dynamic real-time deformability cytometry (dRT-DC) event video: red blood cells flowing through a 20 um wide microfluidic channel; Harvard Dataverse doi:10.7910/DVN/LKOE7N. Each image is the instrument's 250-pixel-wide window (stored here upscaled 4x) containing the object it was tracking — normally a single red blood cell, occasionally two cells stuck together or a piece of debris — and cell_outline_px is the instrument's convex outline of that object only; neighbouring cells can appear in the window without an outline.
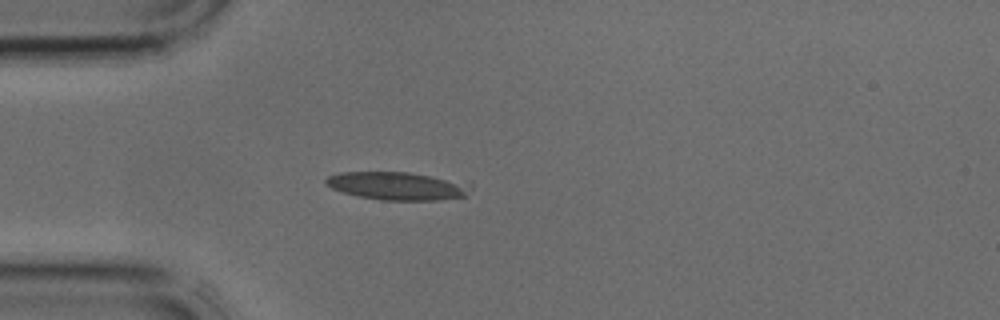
{"species": "common noctule bat (a hibernating species)", "species_latin": "Nyctalus noctula", "temperature_condition": "cold", "stored_images_in_passage": 3, "camera_frame_rate_fps": 3000, "um_per_image_px": 0.085, "animal": {"sex": "male", "body_mass_g": 17.9, "forearm_length_mm": 54.2}, "frame": {"image": 1, "passage_image": 3, "time_ms": 0.667, "image_size_px": [1000, 320], "cell_outline_px": [[472, 188], [464, 196], [436, 200], [380, 200], [360, 196], [344, 192], [332, 188], [324, 184], [324, 180], [328, 176], [340, 172], [408, 172], [432, 176], [472, 184]], "centroid_in_image_um": [33.75, 15.8], "position_along_channel_um": 51.3, "area_um2": 23.41}}